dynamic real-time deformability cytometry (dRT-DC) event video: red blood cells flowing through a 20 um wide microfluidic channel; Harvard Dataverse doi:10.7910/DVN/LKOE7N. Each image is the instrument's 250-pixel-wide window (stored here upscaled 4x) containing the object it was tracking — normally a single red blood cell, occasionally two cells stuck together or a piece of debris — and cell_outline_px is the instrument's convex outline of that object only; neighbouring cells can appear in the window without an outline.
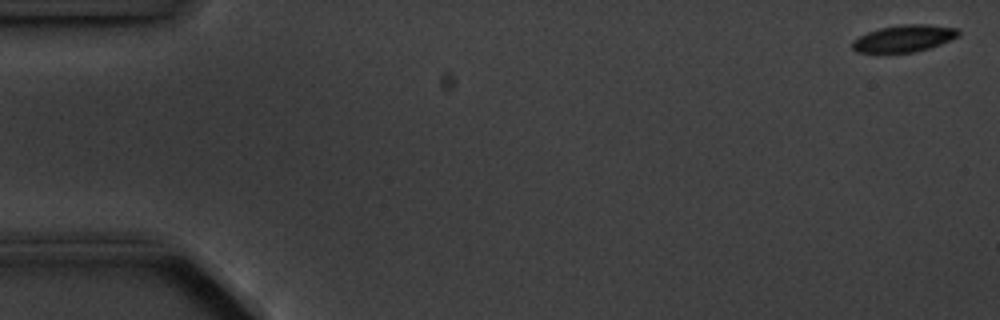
{"species": "common noctule bat (a hibernating species)", "species_latin": "Nyctalus noctula", "temperature_condition": "cold", "stored_images_in_passage": 5, "camera_frame_rate_fps": 3000, "um_per_image_px": 0.085, "animal": {"sex": "male", "body_mass_g": 20.1, "forearm_length_mm": 53.5}, "frame": {"image": 1, "passage_image": 1, "time_ms": 0.0, "image_size_px": [1000, 320], "cell_outline_px": [[960, 36], [940, 44], [928, 48], [912, 52], [856, 52], [852, 48], [852, 40], [868, 32], [880, 28], [900, 24], [928, 24], [960, 28]], "centroid_in_image_um": [76.88, 3.25], "position_along_channel_um": 8.1, "area_um2": 16.65}}
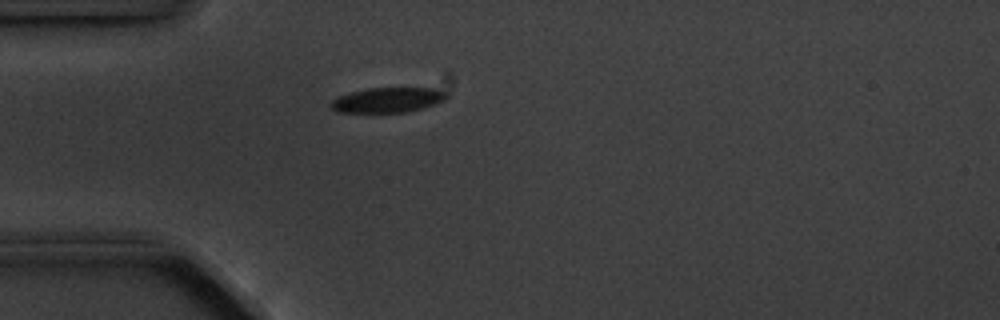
{"frame": {"image": 2, "passage_image": 5, "time_ms": 4.667, "image_size_px": [1000, 320], "cell_outline_px": [[448, 96], [444, 100], [424, 108], [404, 112], [336, 112], [328, 104], [332, 100], [340, 96], [352, 92], [368, 88], [436, 88], [444, 92]], "centroid_in_image_um": [32.94, 8.5], "position_along_channel_um": 52.1, "area_um2": 16.7}}